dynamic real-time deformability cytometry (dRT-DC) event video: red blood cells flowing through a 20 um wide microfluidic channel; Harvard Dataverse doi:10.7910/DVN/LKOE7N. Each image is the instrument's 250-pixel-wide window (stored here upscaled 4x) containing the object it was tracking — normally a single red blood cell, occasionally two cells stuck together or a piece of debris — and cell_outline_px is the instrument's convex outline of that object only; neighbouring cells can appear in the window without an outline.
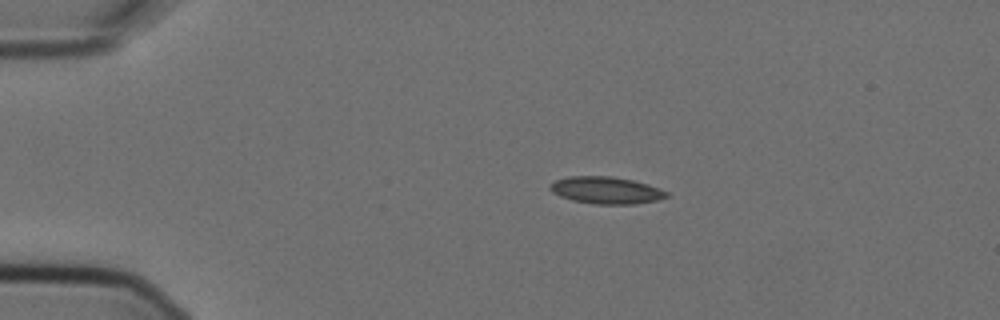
{"species": "Egyptian fruit bat (a non-hibernating species)", "species_latin": "Rousettus aegyptiacus", "temperature_condition": "cold", "stored_images_in_passage": 2, "camera_frame_rate_fps": 3000, "um_per_image_px": 0.085, "animal": {"sex": "female"}, "frame": {"image": 1, "passage_image": 1, "time_ms": 0.0, "image_size_px": [1000, 320], "cell_outline_px": [[668, 196], [656, 200], [636, 204], [592, 204], [572, 200], [560, 196], [552, 192], [548, 188], [556, 180], [568, 176], [612, 176], [632, 180], [648, 184], [660, 188], [668, 192]], "centroid_in_image_um": [51.52, 16.17], "position_along_channel_um": 33.5, "area_um2": 18.38}}